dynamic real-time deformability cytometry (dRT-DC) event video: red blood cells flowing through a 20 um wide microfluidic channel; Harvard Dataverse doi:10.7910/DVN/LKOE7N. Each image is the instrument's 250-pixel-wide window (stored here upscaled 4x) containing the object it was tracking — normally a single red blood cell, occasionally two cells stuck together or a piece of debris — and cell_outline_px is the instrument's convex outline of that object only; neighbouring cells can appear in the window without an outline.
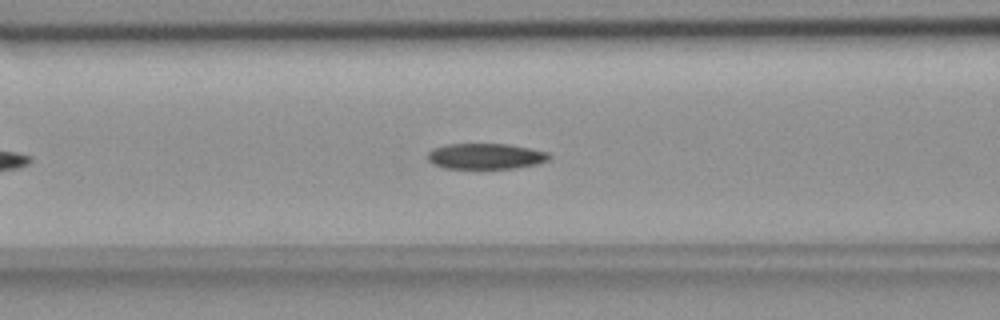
{"species": "common noctule bat (a hibernating species)", "species_latin": "Nyctalus noctula", "temperature_condition": "room temperature", "stored_images_in_passage": 36, "camera_frame_rate_fps": 3000, "um_per_image_px": 0.085, "animal": {"sex": "female", "body_mass_g": 18.4}, "frame": {"image": 1, "passage_image": 13, "time_ms": 4.0, "image_size_px": [1000, 320], "cell_outline_px": [[552, 156], [548, 160], [540, 164], [516, 168], [444, 168], [432, 164], [428, 160], [428, 152], [432, 148], [448, 144], [508, 144], [548, 152]], "centroid_in_image_um": [41.29, 13.28], "position_along_channel_um": 125.3, "area_um2": 18.32}}
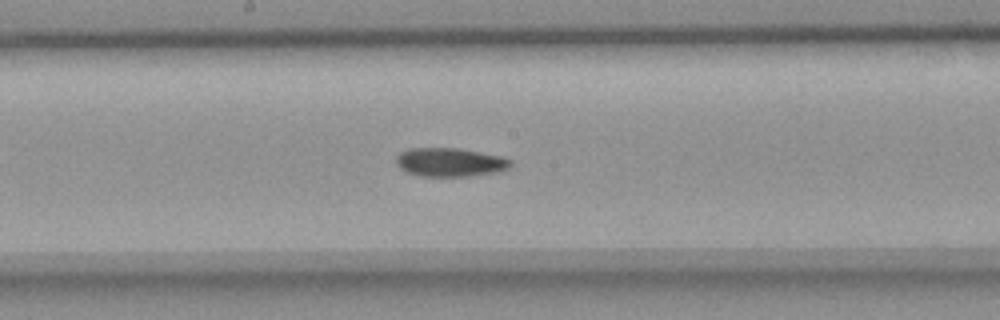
{"frame": {"image": 2, "passage_image": 20, "time_ms": 6.333, "image_size_px": [1000, 320], "cell_outline_px": [[512, 164], [508, 168], [496, 172], [468, 176], [420, 176], [408, 172], [400, 168], [396, 164], [396, 156], [400, 152], [408, 148], [456, 148], [500, 156], [512, 160]], "centroid_in_image_um": [38.22, 13.79], "position_along_channel_um": 210.0, "area_um2": 19.02}}
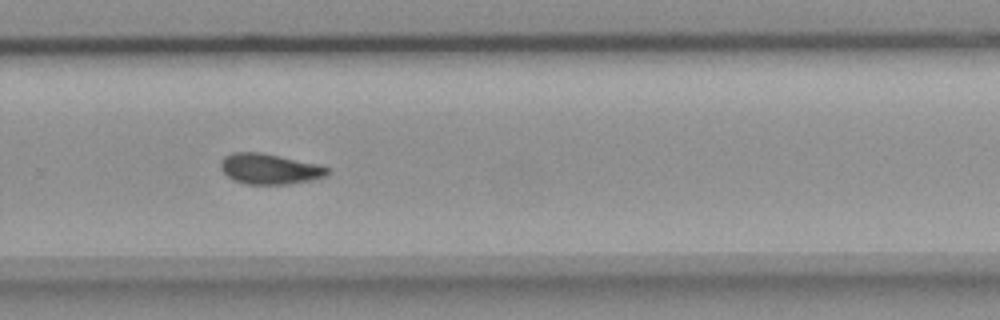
{"frame": {"image": 3, "passage_image": 28, "time_ms": 9.0, "image_size_px": [1000, 320], "cell_outline_px": [[328, 172], [324, 176], [308, 180], [288, 184], [244, 184], [232, 180], [220, 168], [220, 160], [224, 156], [232, 152], [260, 152], [320, 164], [328, 168]], "centroid_in_image_um": [22.85, 14.34], "position_along_channel_um": 306.9, "area_um2": 18.96}, "authors_computed_cell_mechanics": {"area_um2": 19.1607, "velocity_mm_per_s": 3.64, "shape_relaxation_time_tau1_ms": null, "shape_relaxation_time_tau2_ms": 8.7351, "deformation_change_tau1": null, "deformation_change_tau2": 0.1538}}